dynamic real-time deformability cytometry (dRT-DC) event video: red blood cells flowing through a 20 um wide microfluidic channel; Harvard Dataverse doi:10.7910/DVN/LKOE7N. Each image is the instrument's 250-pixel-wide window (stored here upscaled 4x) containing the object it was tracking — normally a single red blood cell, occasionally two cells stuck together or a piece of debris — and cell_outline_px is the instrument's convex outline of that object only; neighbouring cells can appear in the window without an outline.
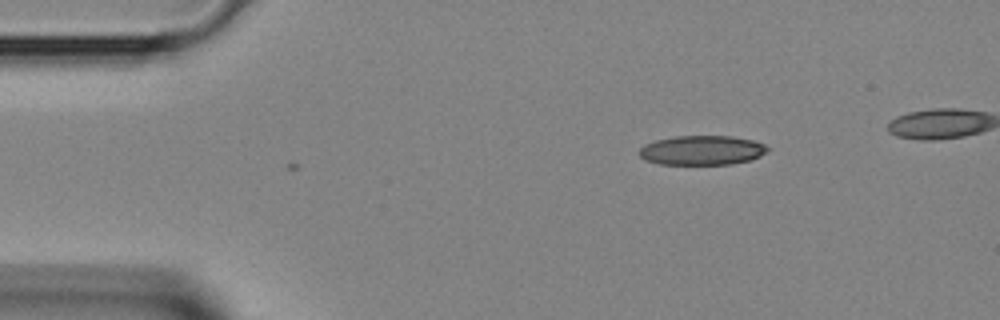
{"species": "Egyptian fruit bat (a non-hibernating species)", "species_latin": "Rousettus aegyptiacus", "temperature_condition": "room temperature", "stored_images_in_passage": 2, "camera_frame_rate_fps": 3000, "um_per_image_px": 0.085, "animal": {"sex": "female"}, "frame": {"image": 1, "passage_image": 2, "time_ms": 0.333, "image_size_px": [1000, 320], "cell_outline_px": [[768, 152], [752, 160], [732, 164], [660, 164], [644, 160], [636, 152], [644, 144], [656, 140], [676, 136], [732, 136], [752, 140], [764, 144], [768, 148]], "centroid_in_image_um": [59.65, 12.78], "position_along_channel_um": 25.3, "area_um2": 22.2}}